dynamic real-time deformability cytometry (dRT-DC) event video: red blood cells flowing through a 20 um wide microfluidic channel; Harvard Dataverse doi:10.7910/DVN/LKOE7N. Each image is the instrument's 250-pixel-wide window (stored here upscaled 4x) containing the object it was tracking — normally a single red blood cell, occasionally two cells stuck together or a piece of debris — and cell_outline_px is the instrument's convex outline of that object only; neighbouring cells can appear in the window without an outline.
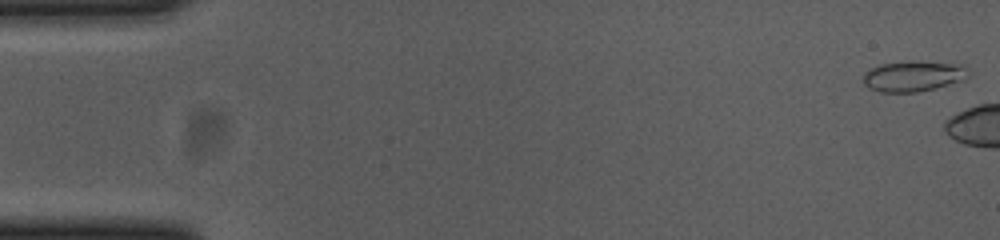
{"species": "common noctule bat (a hibernating species)", "species_latin": "Nyctalus noctula", "temperature_condition": "cold", "stored_images_in_passage": 6, "camera_frame_rate_fps": 3000, "um_per_image_px": 0.085, "animal": {"sex": "female", "body_mass_g": 23.0, "forearm_length_mm": 53.4}, "frame": {"image": 1, "passage_image": 1, "time_ms": 0.0, "image_size_px": [1000, 240], "cell_outline_px": [[972, 76], [964, 80], [936, 88], [916, 92], [880, 92], [868, 88], [864, 84], [864, 72], [868, 68], [880, 64], [912, 60], [916, 60], [964, 64], [968, 68]], "centroid_in_image_um": [77.69, 6.45], "position_along_channel_um": 7.3, "area_um2": 19.42}}